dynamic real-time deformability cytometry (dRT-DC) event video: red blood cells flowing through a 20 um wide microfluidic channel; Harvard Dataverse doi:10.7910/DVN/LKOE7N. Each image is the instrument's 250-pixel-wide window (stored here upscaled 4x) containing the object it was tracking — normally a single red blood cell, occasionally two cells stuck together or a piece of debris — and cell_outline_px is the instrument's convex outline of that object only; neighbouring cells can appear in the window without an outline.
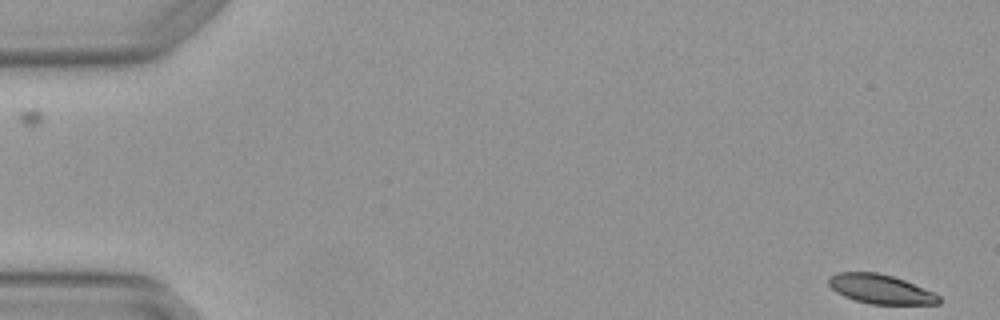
{"species": "Egyptian fruit bat (a non-hibernating species)", "species_latin": "Rousettus aegyptiacus", "temperature_condition": "warm", "stored_images_in_passage": 5, "camera_frame_rate_fps": 3000, "um_per_image_px": 0.085, "animal": {"sex": "female"}, "frame": {"image": 1, "passage_image": 1, "time_ms": 0.0, "image_size_px": [1000, 320], "cell_outline_px": [[940, 304], [872, 304], [856, 300], [844, 296], [836, 292], [828, 284], [828, 280], [836, 272], [876, 272], [892, 276], [904, 280], [932, 292], [940, 296]], "centroid_in_image_um": [74.83, 24.57], "position_along_channel_um": 10.2, "area_um2": 18.55}}
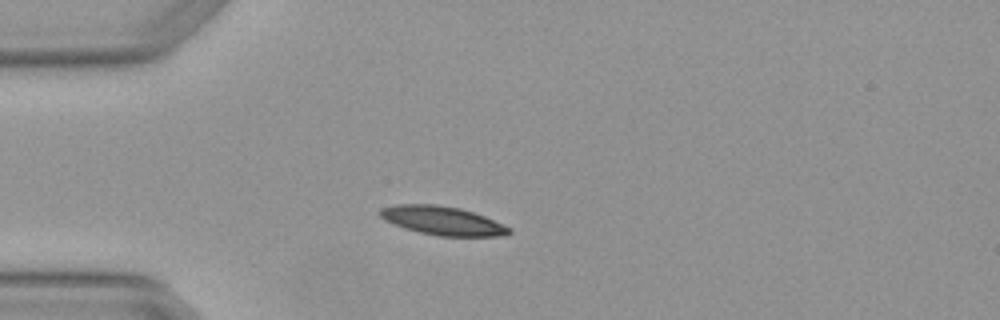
{"frame": {"image": 2, "passage_image": 4, "time_ms": 1.0, "image_size_px": [1000, 320], "cell_outline_px": [[512, 232], [508, 236], [440, 236], [420, 232], [404, 228], [384, 220], [380, 216], [380, 208], [396, 204], [436, 204], [460, 208], [484, 216], [512, 228]], "centroid_in_image_um": [37.63, 18.76], "position_along_channel_um": 47.4, "area_um2": 21.62}}